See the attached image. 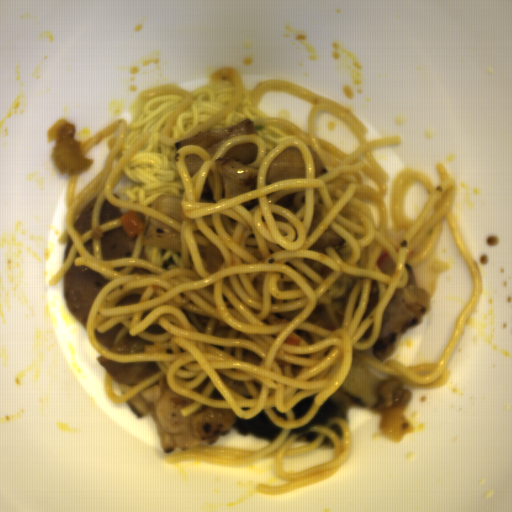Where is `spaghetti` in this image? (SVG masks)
Instances as JSON below:
<instances>
[{
	"label": "spaghetti",
	"mask_w": 512,
	"mask_h": 512,
	"mask_svg": "<svg viewBox=\"0 0 512 512\" xmlns=\"http://www.w3.org/2000/svg\"><path fill=\"white\" fill-rule=\"evenodd\" d=\"M293 95L313 108L308 114V133L289 120L290 111L276 115L262 112L258 104L267 92ZM329 112L345 121L357 136L358 148L346 154L317 137L314 119ZM130 123L114 120L86 141L81 154L113 134L101 172L76 194L77 174L70 175L66 199V229L58 244L69 238L67 259L49 279L55 286L73 265L87 266L109 280L94 297L87 319L91 348L105 359L119 363H155L160 371L116 395L112 376L106 371L107 399L121 404L158 382L164 375L168 387L194 402L180 409L189 416L201 406L225 408L242 419H252L263 410L282 428L265 448L243 449L197 445L168 454L166 463L199 461L242 468L260 459L275 457L277 478L287 484L257 483L261 495L289 493L334 476L351 457V431L342 417L328 418L306 430L291 429L311 421L325 401L339 389L353 359L396 378L427 385L442 377L455 352L468 318L483 293L482 274L464 242L454 215L456 180L443 163H436L440 184L413 167L398 171L391 182L389 211L385 200L389 177L373 151L401 143V135L366 141L368 128L348 107L327 96L287 80H263L246 89L232 66L213 69L209 84L189 91L178 83L143 89L130 105ZM255 123L258 132L232 137L213 156L203 147L188 145L179 152L175 141L203 130L220 129L244 120ZM251 142L258 156L248 162L258 167L254 191L229 199L224 197L221 176L214 160L235 145ZM310 144L322 158L327 172L314 177ZM295 146L304 157L306 177L265 184L267 170L284 149ZM195 153L204 160L191 178L184 158ZM209 169L215 180L214 203L199 201ZM374 180L373 188L362 174ZM126 175L134 183L113 189ZM427 188L429 199L414 219L405 213V198L414 182ZM161 194L182 196V222L151 210ZM91 230L81 235L74 224L93 198ZM145 215L144 232L138 233L131 259L102 258L101 235L122 227L120 217L100 224L105 200ZM374 200L380 212L378 227L373 212L362 200ZM160 220L182 238V252L142 246L148 216ZM447 219L454 243L465 260L474 291L455 323L448 346L436 363L405 366L373 358L371 345L380 333L383 312L397 287L412 268L433 253L443 219ZM342 236L340 249L327 253L308 248L328 229ZM92 239L94 254L84 244ZM215 244L225 262L214 274L206 269L197 244ZM382 247L395 263L393 276L375 265ZM373 279L380 285L375 310L365 314ZM139 302L118 305L128 295ZM123 324L114 345L124 336L154 344L143 353L108 352L93 334ZM157 324L163 334L146 332ZM334 456L304 471H284L283 461L318 449L326 438Z\"/></svg>",
	"instance_id": "obj_1"
}]
</instances>
